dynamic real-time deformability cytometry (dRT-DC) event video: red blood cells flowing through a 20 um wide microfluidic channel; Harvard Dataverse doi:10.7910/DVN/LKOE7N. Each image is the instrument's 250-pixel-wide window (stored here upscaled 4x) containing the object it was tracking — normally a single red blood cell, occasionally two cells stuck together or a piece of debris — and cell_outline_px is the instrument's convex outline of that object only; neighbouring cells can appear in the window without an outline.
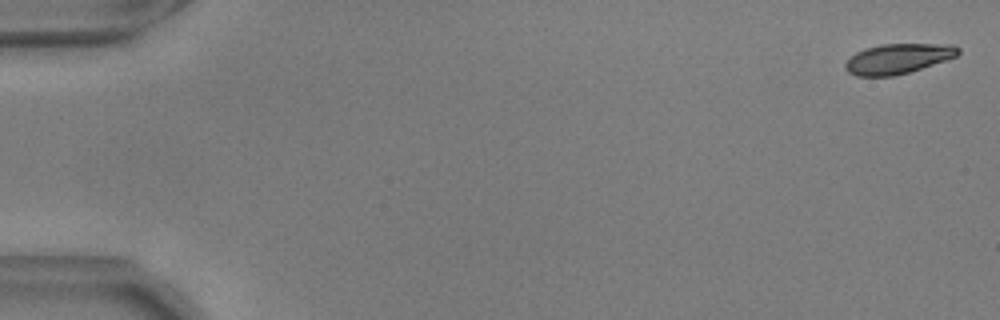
{"species": "common noctule bat (a hibernating species)", "species_latin": "Nyctalus noctula", "temperature_condition": "warm", "stored_images_in_passage": 55, "camera_frame_rate_fps": 3000, "um_per_image_px": 0.085, "animal": {"sex": "male", "body_mass_g": 17.9, "forearm_length_mm": 54.2}, "frame": {"image": 1, "passage_image": 1, "time_ms": 0.0, "image_size_px": [1000, 320], "cell_outline_px": [[960, 52], [956, 56], [908, 72], [892, 76], [856, 76], [848, 72], [844, 68], [844, 64], [856, 52], [864, 48], [880, 44], [952, 44], [960, 48]], "centroid_in_image_um": [76.29, 4.98], "position_along_channel_um": 8.7, "area_um2": 19.59}}
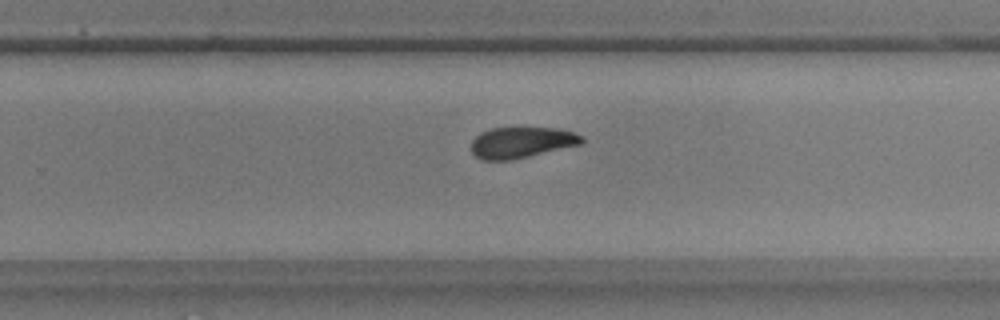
{"frame": {"image": 2, "passage_image": 36, "time_ms": 11.667, "image_size_px": [1000, 320], "cell_outline_px": [[584, 144], [512, 160], [480, 160], [472, 152], [472, 140], [480, 132], [488, 128], [512, 124], [524, 124], [560, 128], [576, 132], [584, 136]], "centroid_in_image_um": [44.38, 12.03], "position_along_channel_um": 285.4, "area_um2": 21.56}}
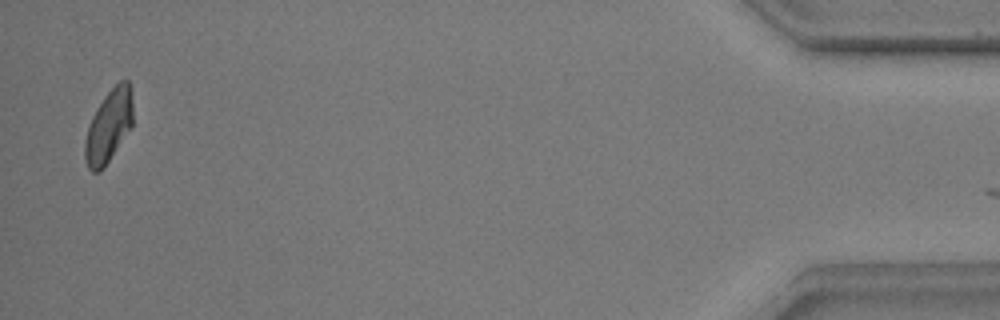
{"frame": {"image": 3, "passage_image": 54, "time_ms": 17.667, "image_size_px": [1000, 320], "cell_outline_px": [[132, 128], [104, 168], [100, 172], [92, 172], [88, 168], [84, 156], [84, 144], [88, 128], [92, 116], [96, 108], [104, 96], [120, 80], [128, 80], [132, 96]], "centroid_in_image_um": [9.24, 10.75], "position_along_channel_um": 426.0, "area_um2": 20.46}}